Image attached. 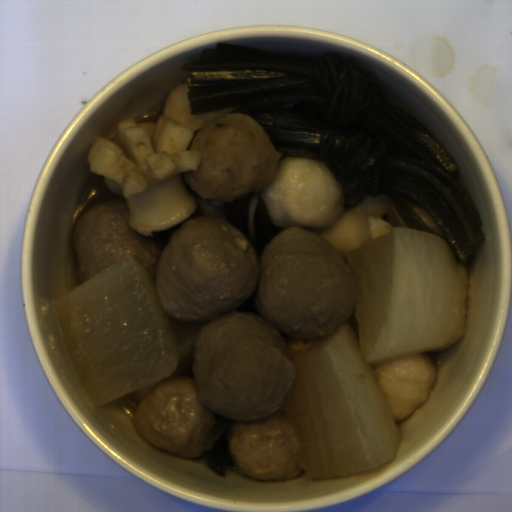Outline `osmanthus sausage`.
<instances>
[{
	"label": "osmanthus sausage",
	"mask_w": 512,
	"mask_h": 512,
	"mask_svg": "<svg viewBox=\"0 0 512 512\" xmlns=\"http://www.w3.org/2000/svg\"><path fill=\"white\" fill-rule=\"evenodd\" d=\"M196 134L161 115L153 139L130 118L118 124L115 140H93L86 155L89 171L102 175L107 190L123 197L131 230L154 237L197 211L181 179L184 172L197 171L202 160L198 151L189 150Z\"/></svg>",
	"instance_id": "d35146e8"
},
{
	"label": "osmanthus sausage",
	"mask_w": 512,
	"mask_h": 512,
	"mask_svg": "<svg viewBox=\"0 0 512 512\" xmlns=\"http://www.w3.org/2000/svg\"><path fill=\"white\" fill-rule=\"evenodd\" d=\"M391 208L386 195L365 196L355 206H345L342 214L328 229H320V237L331 243L342 257L392 231L389 221L383 220Z\"/></svg>",
	"instance_id": "a09e9dec"
}]
</instances>
